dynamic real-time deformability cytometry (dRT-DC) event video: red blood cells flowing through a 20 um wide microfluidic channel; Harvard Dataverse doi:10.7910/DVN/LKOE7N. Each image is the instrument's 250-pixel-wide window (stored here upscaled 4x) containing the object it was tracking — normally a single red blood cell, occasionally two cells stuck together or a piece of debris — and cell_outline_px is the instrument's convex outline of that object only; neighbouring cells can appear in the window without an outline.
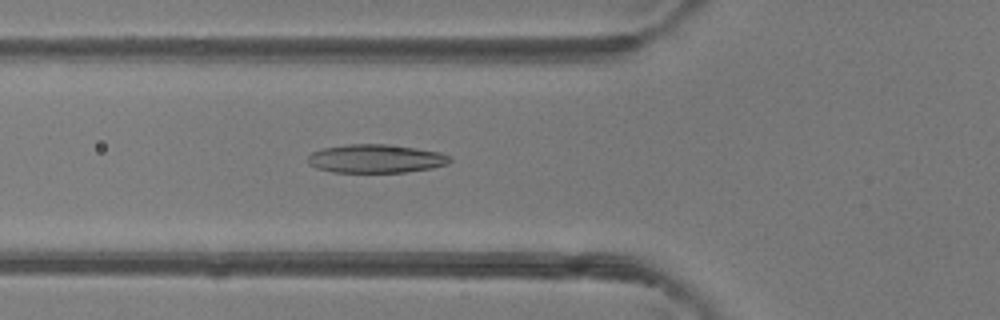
{"species": "common noctule bat (a hibernating species)", "species_latin": "Nyctalus noctula", "temperature_condition": "room temperature", "stored_images_in_passage": 45, "camera_frame_rate_fps": 3000, "um_per_image_px": 0.085, "animal": {"sex": "female"}, "frame": {"image": 1, "passage_image": 18, "time_ms": 5.667, "image_size_px": [1000, 320], "cell_outline_px": [[452, 160], [448, 164], [432, 168], [404, 172], [332, 172], [316, 168], [308, 164], [308, 156], [312, 152], [324, 148], [348, 144], [388, 144], [416, 148], [440, 152], [448, 156]], "centroid_in_image_um": [31.94, 13.48], "position_along_channel_um": 93.9, "area_um2": 23.58}}
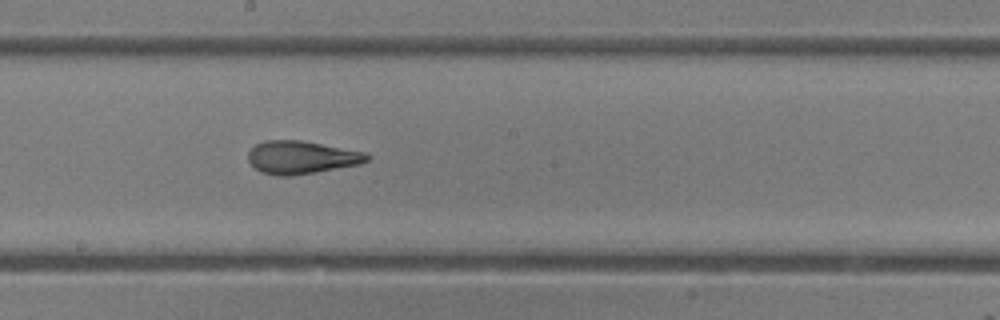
{"frame": {"image": 2, "passage_image": 27, "time_ms": 8.667, "image_size_px": [1000, 320], "cell_outline_px": [[368, 160], [360, 164], [316, 172], [292, 176], [276, 176], [260, 172], [248, 160], [248, 152], [256, 144], [264, 140], [300, 140], [364, 152], [368, 156]], "centroid_in_image_um": [25.58, 13.38], "position_along_channel_um": 222.6, "area_um2": 22.66}}
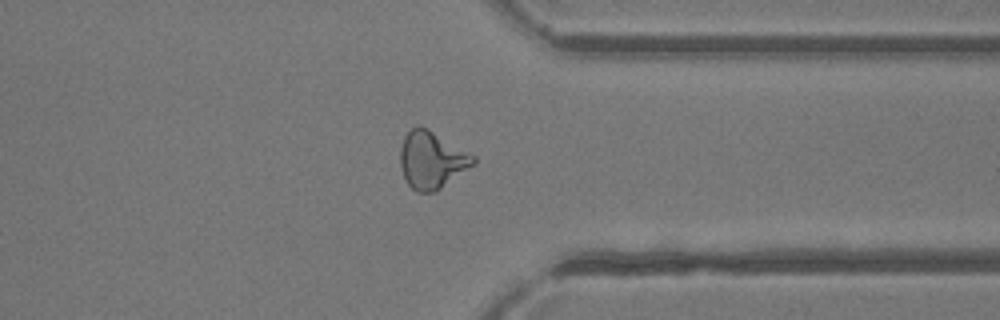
{"frame": {"image": 3, "passage_image": 38, "time_ms": 12.333, "image_size_px": [1000, 320], "cell_outline_px": [[476, 164], [436, 192], [416, 192], [408, 184], [404, 176], [400, 164], [400, 148], [404, 136], [416, 124], [420, 124], [428, 128], [476, 156]], "centroid_in_image_um": [36.71, 13.59], "position_along_channel_um": 374.7, "area_um2": 24.68}}